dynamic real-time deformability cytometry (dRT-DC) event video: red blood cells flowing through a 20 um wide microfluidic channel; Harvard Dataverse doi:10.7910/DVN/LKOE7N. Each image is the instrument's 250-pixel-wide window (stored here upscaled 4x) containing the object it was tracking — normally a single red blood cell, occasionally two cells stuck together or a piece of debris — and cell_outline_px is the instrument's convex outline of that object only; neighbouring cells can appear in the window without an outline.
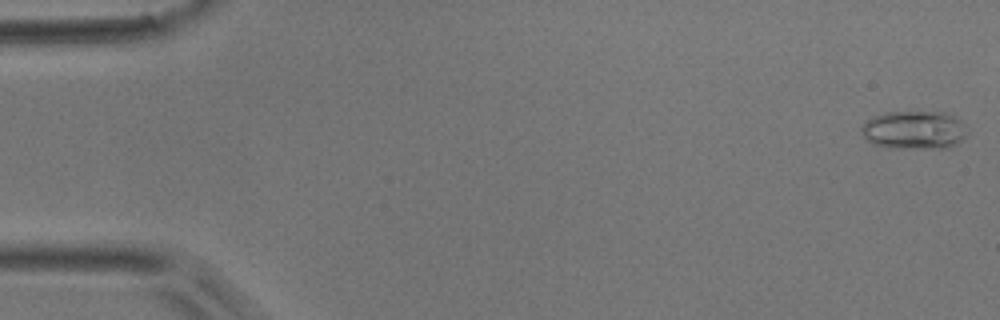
{"species": "common noctule bat (a hibernating species)", "species_latin": "Nyctalus noctula", "temperature_condition": "room temperature", "stored_images_in_passage": 51, "camera_frame_rate_fps": 3000, "um_per_image_px": 0.085, "animal": {"sex": "male", "body_mass_g": 17.9}, "frame": {"image": 1, "passage_image": 1, "time_ms": 0.0, "image_size_px": [1000, 320], "cell_outline_px": [[968, 132], [956, 144], [948, 148], [888, 148], [872, 144], [860, 132], [860, 128], [872, 116], [884, 112], [952, 112], [964, 124]], "centroid_in_image_um": [77.71, 11.04], "position_along_channel_um": 7.3, "area_um2": 23.99}}
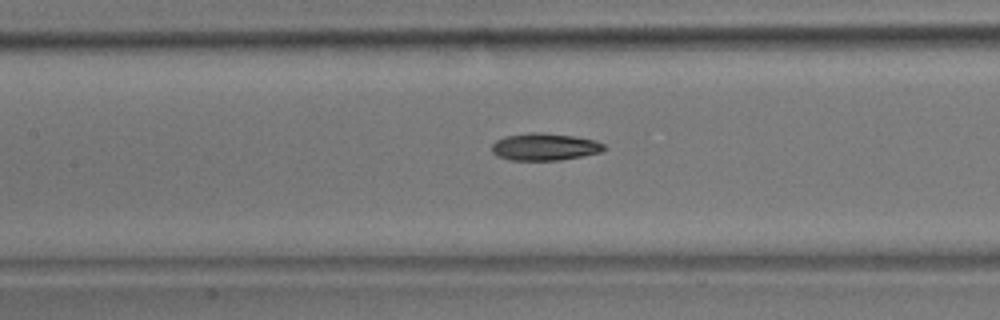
{"frame": {"image": 2, "passage_image": 23, "time_ms": 7.333, "image_size_px": [1000, 320], "cell_outline_px": [[608, 148], [600, 152], [560, 160], [508, 160], [496, 156], [492, 152], [492, 144], [496, 140], [504, 136], [532, 132], [544, 132], [572, 136], [596, 140], [604, 144]], "centroid_in_image_um": [46.27, 12.47], "position_along_channel_um": 161.1, "area_um2": 17.92}}
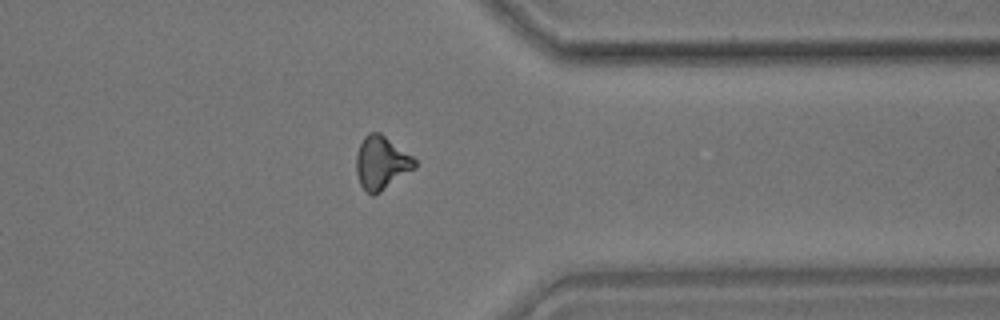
{"frame": {"image": 3, "passage_image": 40, "time_ms": 13.0, "image_size_px": [1000, 320], "cell_outline_px": [[416, 168], [380, 192], [372, 196], [360, 184], [356, 172], [356, 156], [360, 144], [364, 136], [368, 132], [380, 132], [412, 156], [416, 160]], "centroid_in_image_um": [32.42, 13.83], "position_along_channel_um": 379.0, "area_um2": 18.09}, "authors_computed_cell_mechanics": {"area_um2": 17.7446, "velocity_mm_per_s": 3.971, "shape_relaxation_time_tau1_ms": 7.4811, "shape_relaxation_time_tau2_ms": 6.1107, "deformation_change_tau1": 0.1718, "deformation_change_tau2": 0.1581}}